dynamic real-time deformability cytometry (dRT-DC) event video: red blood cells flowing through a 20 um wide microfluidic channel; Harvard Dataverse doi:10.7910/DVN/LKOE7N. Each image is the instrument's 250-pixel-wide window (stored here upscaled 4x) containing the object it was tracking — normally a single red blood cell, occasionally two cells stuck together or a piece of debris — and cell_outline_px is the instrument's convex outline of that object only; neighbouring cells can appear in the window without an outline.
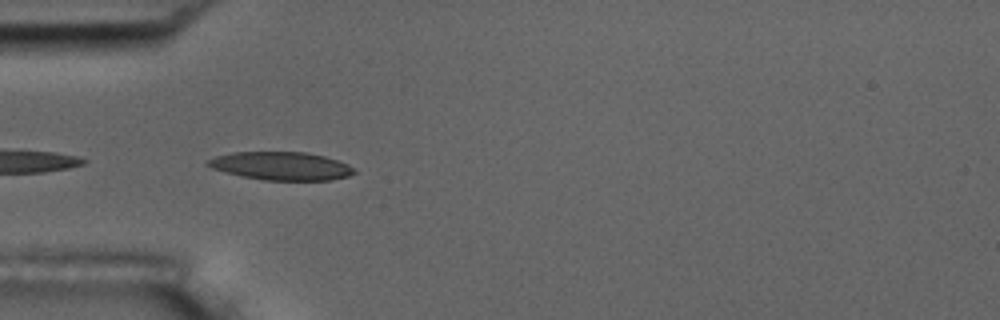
{"species": "common noctule bat (a hibernating species)", "species_latin": "Nyctalus noctula", "temperature_condition": "room temperature", "stored_images_in_passage": 4, "camera_frame_rate_fps": 3000, "um_per_image_px": 0.085, "animal": {"sex": "male", "body_mass_g": 17.5, "forearm_length_mm": 52.3}, "frame": {"image": 1, "passage_image": 2, "time_ms": 0.333, "image_size_px": [1000, 320], "cell_outline_px": [[356, 172], [348, 176], [332, 180], [264, 180], [244, 176], [212, 168], [204, 164], [204, 160], [216, 156], [232, 152], [304, 152], [324, 156], [348, 164]], "centroid_in_image_um": [23.87, 14.1], "position_along_channel_um": 61.1, "area_um2": 23.87}}